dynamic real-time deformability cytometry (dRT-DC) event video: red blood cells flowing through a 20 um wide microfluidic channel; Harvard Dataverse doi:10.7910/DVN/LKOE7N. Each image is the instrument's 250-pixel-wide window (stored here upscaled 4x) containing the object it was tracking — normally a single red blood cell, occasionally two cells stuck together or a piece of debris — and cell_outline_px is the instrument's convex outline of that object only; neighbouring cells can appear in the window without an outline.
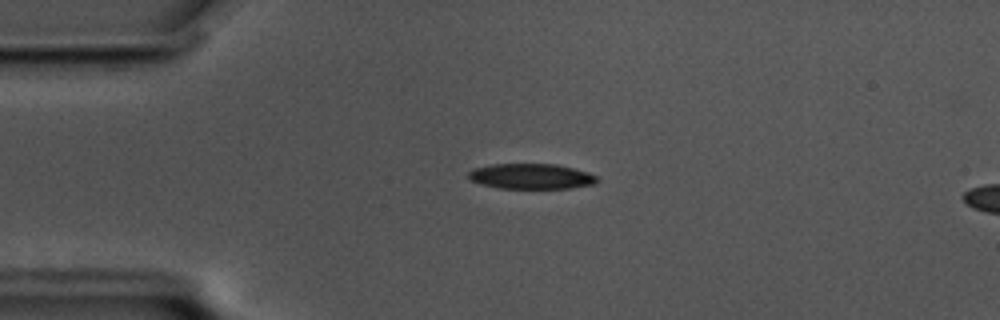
{"species": "common noctule bat (a hibernating species)", "species_latin": "Nyctalus noctula", "temperature_condition": "cold", "stored_images_in_passage": 45, "camera_frame_rate_fps": 3000, "um_per_image_px": 0.085, "animal": {"sex": "male", "body_mass_g": 17.5, "forearm_length_mm": 52.3}, "frame": {"image": 1, "passage_image": 1, "time_ms": 0.0, "image_size_px": [1000, 320], "cell_outline_px": [[600, 180], [596, 184], [572, 188], [500, 188], [480, 184], [472, 180], [468, 176], [468, 172], [472, 168], [492, 164], [556, 164], [588, 172], [596, 176]], "centroid_in_image_um": [45.17, 14.99], "position_along_channel_um": 39.8, "area_um2": 19.07}}
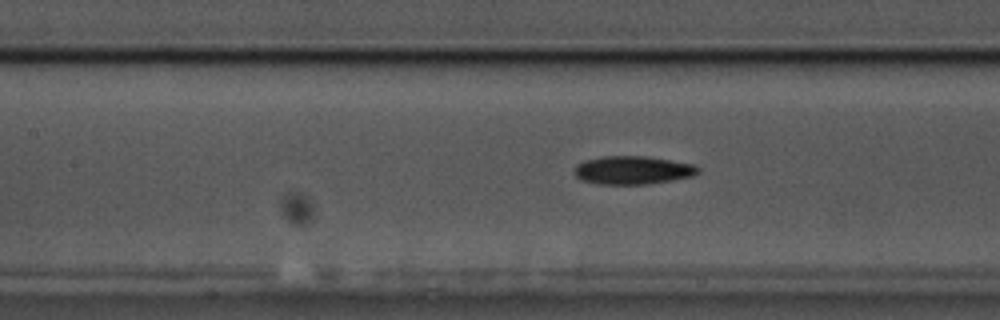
{"frame": {"image": 2, "passage_image": 13, "time_ms": 4.0, "image_size_px": [1000, 320], "cell_outline_px": [[700, 172], [692, 176], [672, 180], [648, 184], [600, 184], [580, 180], [576, 176], [572, 168], [576, 164], [584, 160], [600, 156], [644, 156], [696, 164], [700, 168]], "centroid_in_image_um": [53.76, 14.46], "position_along_channel_um": 153.6, "area_um2": 20.63}}
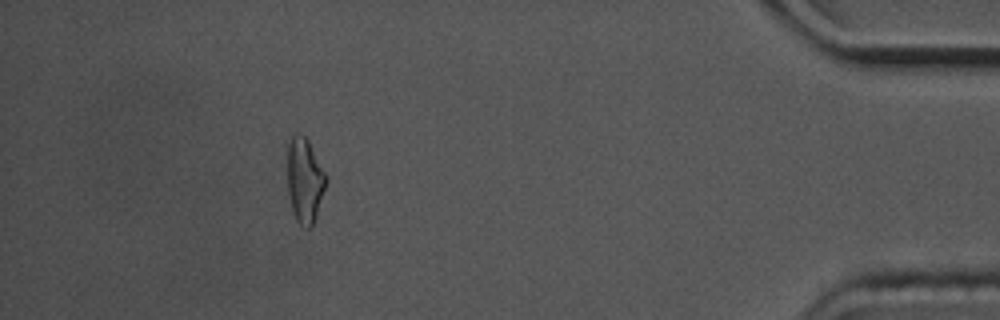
{"frame": {"image": 3, "passage_image": 40, "time_ms": 13.0, "image_size_px": [1000, 320], "cell_outline_px": [[328, 180], [312, 228], [304, 228], [296, 220], [292, 208], [288, 192], [288, 144], [292, 136], [296, 132], [300, 132], [308, 140], [328, 176]], "centroid_in_image_um": [25.92, 15.32], "position_along_channel_um": 409.3, "area_um2": 19.25}}